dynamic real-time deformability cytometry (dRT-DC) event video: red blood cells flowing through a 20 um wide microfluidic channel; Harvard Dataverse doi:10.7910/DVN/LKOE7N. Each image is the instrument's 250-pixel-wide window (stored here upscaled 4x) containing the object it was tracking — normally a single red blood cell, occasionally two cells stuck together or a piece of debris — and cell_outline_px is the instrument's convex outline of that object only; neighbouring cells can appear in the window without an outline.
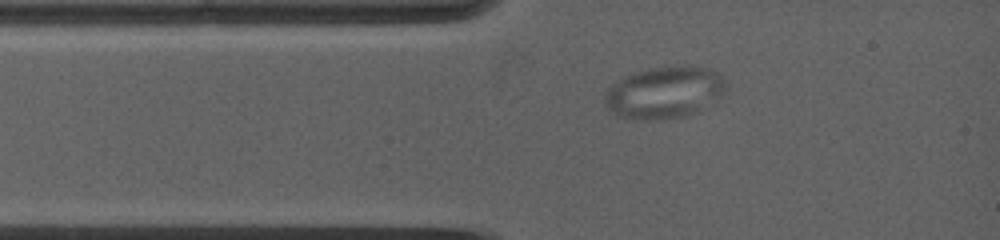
{"species": "common noctule bat (a hibernating species)", "species_latin": "Nyctalus noctula", "temperature_condition": "warm", "stored_images_in_passage": 27, "camera_frame_rate_fps": 5000, "um_per_image_px": 0.085, "animal": {"sex": "female", "body_mass_g": 19.0, "forearm_length_mm": 53.3}, "frame": {"image": 1, "passage_image": 3, "time_ms": 1.2, "image_size_px": [1000, 240], "cell_outline_px": [[728, 88], [720, 96], [696, 112], [684, 116], [664, 120], [636, 120], [616, 116], [608, 108], [604, 100], [604, 92], [616, 80], [632, 72], [652, 68], [688, 64], [704, 68], [716, 72], [724, 80]], "centroid_in_image_um": [56.43, 7.86], "position_along_channel_um": 28.6, "area_um2": 37.05}}
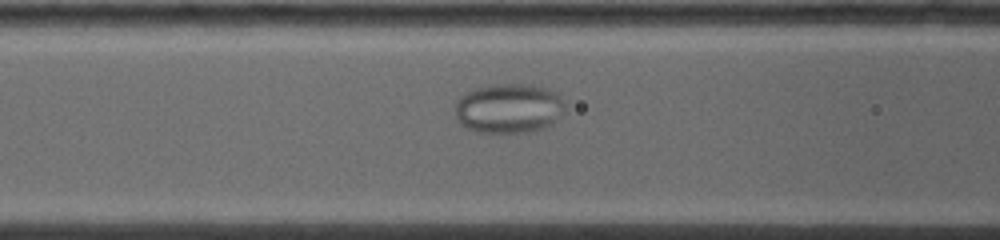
{"frame": {"image": 2, "passage_image": 8, "time_ms": 4.2, "image_size_px": [1000, 240], "cell_outline_px": [[564, 108], [552, 124], [544, 128], [528, 132], [480, 132], [468, 128], [460, 124], [456, 116], [456, 100], [464, 92], [476, 88], [492, 84], [524, 84], [544, 88], [556, 92], [560, 96], [564, 104]], "centroid_in_image_um": [43.21, 9.2], "position_along_channel_um": 123.4, "area_um2": 31.62}}
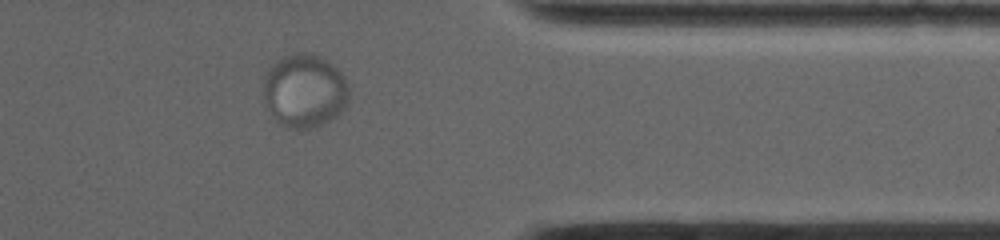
{"frame": {"image": 3, "passage_image": 21, "time_ms": 12.2, "image_size_px": [1000, 240], "cell_outline_px": [[348, 104], [336, 116], [316, 128], [288, 128], [280, 124], [272, 116], [264, 100], [264, 76], [268, 68], [276, 60], [284, 56], [300, 52], [308, 52], [320, 56], [332, 64], [344, 76], [348, 84]], "centroid_in_image_um": [25.88, 7.71], "position_along_channel_um": 385.5, "area_um2": 36.88}}